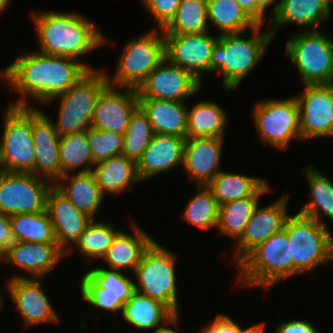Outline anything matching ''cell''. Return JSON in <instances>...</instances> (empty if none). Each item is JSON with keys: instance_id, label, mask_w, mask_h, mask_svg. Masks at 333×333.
I'll list each match as a JSON object with an SVG mask.
<instances>
[{"instance_id": "1", "label": "cell", "mask_w": 333, "mask_h": 333, "mask_svg": "<svg viewBox=\"0 0 333 333\" xmlns=\"http://www.w3.org/2000/svg\"><path fill=\"white\" fill-rule=\"evenodd\" d=\"M3 69L0 70L1 82L20 96L7 105L36 107L28 101L29 96L30 100L32 97L34 102H39L38 105L44 104L71 88L89 70L97 68L74 58L34 51L17 55Z\"/></svg>"}, {"instance_id": "2", "label": "cell", "mask_w": 333, "mask_h": 333, "mask_svg": "<svg viewBox=\"0 0 333 333\" xmlns=\"http://www.w3.org/2000/svg\"><path fill=\"white\" fill-rule=\"evenodd\" d=\"M39 41L38 52L80 60L110 43L94 22L77 11H36L31 14ZM108 41V42H107Z\"/></svg>"}, {"instance_id": "3", "label": "cell", "mask_w": 333, "mask_h": 333, "mask_svg": "<svg viewBox=\"0 0 333 333\" xmlns=\"http://www.w3.org/2000/svg\"><path fill=\"white\" fill-rule=\"evenodd\" d=\"M261 30L262 25L254 27L250 38H245L249 32L219 35L211 54L210 73L222 75L225 92L237 89L269 49L273 41L270 29Z\"/></svg>"}, {"instance_id": "4", "label": "cell", "mask_w": 333, "mask_h": 333, "mask_svg": "<svg viewBox=\"0 0 333 333\" xmlns=\"http://www.w3.org/2000/svg\"><path fill=\"white\" fill-rule=\"evenodd\" d=\"M238 285L268 290L292 278V250L286 231L274 233L253 249L237 266ZM238 280V281H237Z\"/></svg>"}, {"instance_id": "5", "label": "cell", "mask_w": 333, "mask_h": 333, "mask_svg": "<svg viewBox=\"0 0 333 333\" xmlns=\"http://www.w3.org/2000/svg\"><path fill=\"white\" fill-rule=\"evenodd\" d=\"M107 84L106 70L91 69L71 88L43 104L49 106L59 99L58 116L53 123L60 136L83 132L91 127L97 97Z\"/></svg>"}, {"instance_id": "6", "label": "cell", "mask_w": 333, "mask_h": 333, "mask_svg": "<svg viewBox=\"0 0 333 333\" xmlns=\"http://www.w3.org/2000/svg\"><path fill=\"white\" fill-rule=\"evenodd\" d=\"M327 227L299 213L287 218L283 229L291 242L292 277L333 260V234Z\"/></svg>"}, {"instance_id": "7", "label": "cell", "mask_w": 333, "mask_h": 333, "mask_svg": "<svg viewBox=\"0 0 333 333\" xmlns=\"http://www.w3.org/2000/svg\"><path fill=\"white\" fill-rule=\"evenodd\" d=\"M323 29L293 32L285 57L297 69L302 84L333 83V37Z\"/></svg>"}, {"instance_id": "8", "label": "cell", "mask_w": 333, "mask_h": 333, "mask_svg": "<svg viewBox=\"0 0 333 333\" xmlns=\"http://www.w3.org/2000/svg\"><path fill=\"white\" fill-rule=\"evenodd\" d=\"M176 259L175 253L154 240L143 252L133 274L137 281L135 291L161 301L179 316Z\"/></svg>"}, {"instance_id": "9", "label": "cell", "mask_w": 333, "mask_h": 333, "mask_svg": "<svg viewBox=\"0 0 333 333\" xmlns=\"http://www.w3.org/2000/svg\"><path fill=\"white\" fill-rule=\"evenodd\" d=\"M165 59L162 29L151 28L126 41L116 61L113 76L107 73L108 84L138 89L147 76Z\"/></svg>"}, {"instance_id": "10", "label": "cell", "mask_w": 333, "mask_h": 333, "mask_svg": "<svg viewBox=\"0 0 333 333\" xmlns=\"http://www.w3.org/2000/svg\"><path fill=\"white\" fill-rule=\"evenodd\" d=\"M252 112L256 135L262 143L283 152L288 150L294 139L302 141L295 96L260 100L255 102Z\"/></svg>"}, {"instance_id": "11", "label": "cell", "mask_w": 333, "mask_h": 333, "mask_svg": "<svg viewBox=\"0 0 333 333\" xmlns=\"http://www.w3.org/2000/svg\"><path fill=\"white\" fill-rule=\"evenodd\" d=\"M2 120L0 171L32 173L36 154L32 135V107L7 105Z\"/></svg>"}, {"instance_id": "12", "label": "cell", "mask_w": 333, "mask_h": 333, "mask_svg": "<svg viewBox=\"0 0 333 333\" xmlns=\"http://www.w3.org/2000/svg\"><path fill=\"white\" fill-rule=\"evenodd\" d=\"M81 298L96 310L117 315L135 292V280L125 272L104 267L91 268L80 277Z\"/></svg>"}, {"instance_id": "13", "label": "cell", "mask_w": 333, "mask_h": 333, "mask_svg": "<svg viewBox=\"0 0 333 333\" xmlns=\"http://www.w3.org/2000/svg\"><path fill=\"white\" fill-rule=\"evenodd\" d=\"M52 186L32 173L0 171V212L9 216L43 212Z\"/></svg>"}, {"instance_id": "14", "label": "cell", "mask_w": 333, "mask_h": 333, "mask_svg": "<svg viewBox=\"0 0 333 333\" xmlns=\"http://www.w3.org/2000/svg\"><path fill=\"white\" fill-rule=\"evenodd\" d=\"M303 88L294 95L299 106L302 142L333 137V83L304 84Z\"/></svg>"}, {"instance_id": "15", "label": "cell", "mask_w": 333, "mask_h": 333, "mask_svg": "<svg viewBox=\"0 0 333 333\" xmlns=\"http://www.w3.org/2000/svg\"><path fill=\"white\" fill-rule=\"evenodd\" d=\"M290 194H281L276 201L254 209L241 236L233 242V264L236 267L253 249L281 231L287 218Z\"/></svg>"}, {"instance_id": "16", "label": "cell", "mask_w": 333, "mask_h": 333, "mask_svg": "<svg viewBox=\"0 0 333 333\" xmlns=\"http://www.w3.org/2000/svg\"><path fill=\"white\" fill-rule=\"evenodd\" d=\"M43 278H28L14 274L6 280L8 297L15 304L24 326L31 327L43 323H58L60 314L56 312L50 298L43 289Z\"/></svg>"}, {"instance_id": "17", "label": "cell", "mask_w": 333, "mask_h": 333, "mask_svg": "<svg viewBox=\"0 0 333 333\" xmlns=\"http://www.w3.org/2000/svg\"><path fill=\"white\" fill-rule=\"evenodd\" d=\"M219 35L209 31L194 34H164L165 58L189 71L202 84L210 73L211 54Z\"/></svg>"}, {"instance_id": "18", "label": "cell", "mask_w": 333, "mask_h": 333, "mask_svg": "<svg viewBox=\"0 0 333 333\" xmlns=\"http://www.w3.org/2000/svg\"><path fill=\"white\" fill-rule=\"evenodd\" d=\"M202 83L166 58L137 89L138 98L185 102L199 93Z\"/></svg>"}, {"instance_id": "19", "label": "cell", "mask_w": 333, "mask_h": 333, "mask_svg": "<svg viewBox=\"0 0 333 333\" xmlns=\"http://www.w3.org/2000/svg\"><path fill=\"white\" fill-rule=\"evenodd\" d=\"M137 106V89L107 84L97 97L91 127L124 135Z\"/></svg>"}, {"instance_id": "20", "label": "cell", "mask_w": 333, "mask_h": 333, "mask_svg": "<svg viewBox=\"0 0 333 333\" xmlns=\"http://www.w3.org/2000/svg\"><path fill=\"white\" fill-rule=\"evenodd\" d=\"M32 135L36 151L32 174L54 185L61 178L60 135L55 130L53 120L39 107H32Z\"/></svg>"}, {"instance_id": "21", "label": "cell", "mask_w": 333, "mask_h": 333, "mask_svg": "<svg viewBox=\"0 0 333 333\" xmlns=\"http://www.w3.org/2000/svg\"><path fill=\"white\" fill-rule=\"evenodd\" d=\"M46 209L52 221L57 245L66 254L93 218L79 211L54 185L48 191Z\"/></svg>"}, {"instance_id": "22", "label": "cell", "mask_w": 333, "mask_h": 333, "mask_svg": "<svg viewBox=\"0 0 333 333\" xmlns=\"http://www.w3.org/2000/svg\"><path fill=\"white\" fill-rule=\"evenodd\" d=\"M224 141L217 137L185 140L182 169L196 186H207L222 171Z\"/></svg>"}, {"instance_id": "23", "label": "cell", "mask_w": 333, "mask_h": 333, "mask_svg": "<svg viewBox=\"0 0 333 333\" xmlns=\"http://www.w3.org/2000/svg\"><path fill=\"white\" fill-rule=\"evenodd\" d=\"M64 258L57 243L14 241L0 262L26 271L28 278H45Z\"/></svg>"}, {"instance_id": "24", "label": "cell", "mask_w": 333, "mask_h": 333, "mask_svg": "<svg viewBox=\"0 0 333 333\" xmlns=\"http://www.w3.org/2000/svg\"><path fill=\"white\" fill-rule=\"evenodd\" d=\"M186 139L172 135L154 134L142 157L136 163L141 182L162 173L165 174L176 167H183Z\"/></svg>"}, {"instance_id": "25", "label": "cell", "mask_w": 333, "mask_h": 333, "mask_svg": "<svg viewBox=\"0 0 333 333\" xmlns=\"http://www.w3.org/2000/svg\"><path fill=\"white\" fill-rule=\"evenodd\" d=\"M332 7L328 0H280L278 12L268 28L273 39L286 24L298 25L303 31L318 30L330 20Z\"/></svg>"}, {"instance_id": "26", "label": "cell", "mask_w": 333, "mask_h": 333, "mask_svg": "<svg viewBox=\"0 0 333 333\" xmlns=\"http://www.w3.org/2000/svg\"><path fill=\"white\" fill-rule=\"evenodd\" d=\"M130 232L120 230L106 255L102 258L109 269L120 270L122 272H133L139 265L143 252L155 240L137 222H130Z\"/></svg>"}, {"instance_id": "27", "label": "cell", "mask_w": 333, "mask_h": 333, "mask_svg": "<svg viewBox=\"0 0 333 333\" xmlns=\"http://www.w3.org/2000/svg\"><path fill=\"white\" fill-rule=\"evenodd\" d=\"M154 134L187 138L188 105L186 102L138 98Z\"/></svg>"}, {"instance_id": "28", "label": "cell", "mask_w": 333, "mask_h": 333, "mask_svg": "<svg viewBox=\"0 0 333 333\" xmlns=\"http://www.w3.org/2000/svg\"><path fill=\"white\" fill-rule=\"evenodd\" d=\"M125 322L135 329L160 330L177 315L164 303L137 291L123 305L121 312Z\"/></svg>"}, {"instance_id": "29", "label": "cell", "mask_w": 333, "mask_h": 333, "mask_svg": "<svg viewBox=\"0 0 333 333\" xmlns=\"http://www.w3.org/2000/svg\"><path fill=\"white\" fill-rule=\"evenodd\" d=\"M91 172L104 196H120L131 187L141 184L136 162L123 154L96 163Z\"/></svg>"}, {"instance_id": "30", "label": "cell", "mask_w": 333, "mask_h": 333, "mask_svg": "<svg viewBox=\"0 0 333 333\" xmlns=\"http://www.w3.org/2000/svg\"><path fill=\"white\" fill-rule=\"evenodd\" d=\"M270 182L261 177L222 170L207 186L218 206L246 197H261L271 192Z\"/></svg>"}, {"instance_id": "31", "label": "cell", "mask_w": 333, "mask_h": 333, "mask_svg": "<svg viewBox=\"0 0 333 333\" xmlns=\"http://www.w3.org/2000/svg\"><path fill=\"white\" fill-rule=\"evenodd\" d=\"M54 186L79 210L96 219L104 200L92 172L63 175Z\"/></svg>"}, {"instance_id": "32", "label": "cell", "mask_w": 333, "mask_h": 333, "mask_svg": "<svg viewBox=\"0 0 333 333\" xmlns=\"http://www.w3.org/2000/svg\"><path fill=\"white\" fill-rule=\"evenodd\" d=\"M309 164L302 168L310 190V201L305 203L297 213L327 225L328 218L333 224V182L320 170ZM322 216H325L322 218Z\"/></svg>"}, {"instance_id": "33", "label": "cell", "mask_w": 333, "mask_h": 333, "mask_svg": "<svg viewBox=\"0 0 333 333\" xmlns=\"http://www.w3.org/2000/svg\"><path fill=\"white\" fill-rule=\"evenodd\" d=\"M228 114L216 102L200 100L188 107L187 139L217 137L224 138Z\"/></svg>"}, {"instance_id": "34", "label": "cell", "mask_w": 333, "mask_h": 333, "mask_svg": "<svg viewBox=\"0 0 333 333\" xmlns=\"http://www.w3.org/2000/svg\"><path fill=\"white\" fill-rule=\"evenodd\" d=\"M207 20L217 35L250 32L258 26L236 0H207Z\"/></svg>"}, {"instance_id": "35", "label": "cell", "mask_w": 333, "mask_h": 333, "mask_svg": "<svg viewBox=\"0 0 333 333\" xmlns=\"http://www.w3.org/2000/svg\"><path fill=\"white\" fill-rule=\"evenodd\" d=\"M59 164L61 177L69 173L92 171L95 163L86 131L60 136Z\"/></svg>"}, {"instance_id": "36", "label": "cell", "mask_w": 333, "mask_h": 333, "mask_svg": "<svg viewBox=\"0 0 333 333\" xmlns=\"http://www.w3.org/2000/svg\"><path fill=\"white\" fill-rule=\"evenodd\" d=\"M10 223L14 241L57 243L47 209L38 213L11 215Z\"/></svg>"}, {"instance_id": "37", "label": "cell", "mask_w": 333, "mask_h": 333, "mask_svg": "<svg viewBox=\"0 0 333 333\" xmlns=\"http://www.w3.org/2000/svg\"><path fill=\"white\" fill-rule=\"evenodd\" d=\"M260 197H246L219 206L217 237H231L234 242L243 233Z\"/></svg>"}, {"instance_id": "38", "label": "cell", "mask_w": 333, "mask_h": 333, "mask_svg": "<svg viewBox=\"0 0 333 333\" xmlns=\"http://www.w3.org/2000/svg\"><path fill=\"white\" fill-rule=\"evenodd\" d=\"M120 230L115 227V224L93 219L75 245L65 255L73 253V249L77 248L89 261L91 259L102 260Z\"/></svg>"}, {"instance_id": "39", "label": "cell", "mask_w": 333, "mask_h": 333, "mask_svg": "<svg viewBox=\"0 0 333 333\" xmlns=\"http://www.w3.org/2000/svg\"><path fill=\"white\" fill-rule=\"evenodd\" d=\"M197 192L188 201L181 218L189 226L198 227L202 230L217 228L219 206L208 186H196Z\"/></svg>"}, {"instance_id": "40", "label": "cell", "mask_w": 333, "mask_h": 333, "mask_svg": "<svg viewBox=\"0 0 333 333\" xmlns=\"http://www.w3.org/2000/svg\"><path fill=\"white\" fill-rule=\"evenodd\" d=\"M162 30L164 34H194L210 31L207 0H181L175 16Z\"/></svg>"}, {"instance_id": "41", "label": "cell", "mask_w": 333, "mask_h": 333, "mask_svg": "<svg viewBox=\"0 0 333 333\" xmlns=\"http://www.w3.org/2000/svg\"><path fill=\"white\" fill-rule=\"evenodd\" d=\"M153 136L152 125L146 113L138 105L132 112L129 125L124 133L122 154L137 163Z\"/></svg>"}, {"instance_id": "42", "label": "cell", "mask_w": 333, "mask_h": 333, "mask_svg": "<svg viewBox=\"0 0 333 333\" xmlns=\"http://www.w3.org/2000/svg\"><path fill=\"white\" fill-rule=\"evenodd\" d=\"M86 136L95 164L122 154L124 135L90 127Z\"/></svg>"}, {"instance_id": "43", "label": "cell", "mask_w": 333, "mask_h": 333, "mask_svg": "<svg viewBox=\"0 0 333 333\" xmlns=\"http://www.w3.org/2000/svg\"><path fill=\"white\" fill-rule=\"evenodd\" d=\"M146 11L156 24L157 29H163L175 16L181 0H140Z\"/></svg>"}, {"instance_id": "44", "label": "cell", "mask_w": 333, "mask_h": 333, "mask_svg": "<svg viewBox=\"0 0 333 333\" xmlns=\"http://www.w3.org/2000/svg\"><path fill=\"white\" fill-rule=\"evenodd\" d=\"M197 333H239V324L229 315L218 313Z\"/></svg>"}, {"instance_id": "45", "label": "cell", "mask_w": 333, "mask_h": 333, "mask_svg": "<svg viewBox=\"0 0 333 333\" xmlns=\"http://www.w3.org/2000/svg\"><path fill=\"white\" fill-rule=\"evenodd\" d=\"M275 333H320L309 320H290L277 325Z\"/></svg>"}, {"instance_id": "46", "label": "cell", "mask_w": 333, "mask_h": 333, "mask_svg": "<svg viewBox=\"0 0 333 333\" xmlns=\"http://www.w3.org/2000/svg\"><path fill=\"white\" fill-rule=\"evenodd\" d=\"M10 216L0 212V261L6 255L8 248L13 244Z\"/></svg>"}, {"instance_id": "47", "label": "cell", "mask_w": 333, "mask_h": 333, "mask_svg": "<svg viewBox=\"0 0 333 333\" xmlns=\"http://www.w3.org/2000/svg\"><path fill=\"white\" fill-rule=\"evenodd\" d=\"M256 2L258 5V25L263 26V24L267 22H268L267 25H269L271 19L274 18V16L278 12L280 0H256ZM272 5H273V12H271L272 14L270 16L269 15L267 16L266 14L267 9Z\"/></svg>"}, {"instance_id": "48", "label": "cell", "mask_w": 333, "mask_h": 333, "mask_svg": "<svg viewBox=\"0 0 333 333\" xmlns=\"http://www.w3.org/2000/svg\"><path fill=\"white\" fill-rule=\"evenodd\" d=\"M244 12L258 25V5L256 0H236Z\"/></svg>"}, {"instance_id": "49", "label": "cell", "mask_w": 333, "mask_h": 333, "mask_svg": "<svg viewBox=\"0 0 333 333\" xmlns=\"http://www.w3.org/2000/svg\"><path fill=\"white\" fill-rule=\"evenodd\" d=\"M265 322H258L255 323L254 325H250L247 328H243L242 326H240L239 324V333H265Z\"/></svg>"}, {"instance_id": "50", "label": "cell", "mask_w": 333, "mask_h": 333, "mask_svg": "<svg viewBox=\"0 0 333 333\" xmlns=\"http://www.w3.org/2000/svg\"><path fill=\"white\" fill-rule=\"evenodd\" d=\"M180 321V316H177L171 323H169L165 328H162L160 330L153 331L152 333H179L176 329L178 327V323ZM170 326H174L173 328H170ZM177 327V328H176Z\"/></svg>"}, {"instance_id": "51", "label": "cell", "mask_w": 333, "mask_h": 333, "mask_svg": "<svg viewBox=\"0 0 333 333\" xmlns=\"http://www.w3.org/2000/svg\"><path fill=\"white\" fill-rule=\"evenodd\" d=\"M9 3H12L11 0H0V15L7 10Z\"/></svg>"}, {"instance_id": "52", "label": "cell", "mask_w": 333, "mask_h": 333, "mask_svg": "<svg viewBox=\"0 0 333 333\" xmlns=\"http://www.w3.org/2000/svg\"><path fill=\"white\" fill-rule=\"evenodd\" d=\"M2 291L0 290V311L4 309V301H3V296H2Z\"/></svg>"}, {"instance_id": "53", "label": "cell", "mask_w": 333, "mask_h": 333, "mask_svg": "<svg viewBox=\"0 0 333 333\" xmlns=\"http://www.w3.org/2000/svg\"><path fill=\"white\" fill-rule=\"evenodd\" d=\"M328 2L332 5L333 4V0H328Z\"/></svg>"}]
</instances>
